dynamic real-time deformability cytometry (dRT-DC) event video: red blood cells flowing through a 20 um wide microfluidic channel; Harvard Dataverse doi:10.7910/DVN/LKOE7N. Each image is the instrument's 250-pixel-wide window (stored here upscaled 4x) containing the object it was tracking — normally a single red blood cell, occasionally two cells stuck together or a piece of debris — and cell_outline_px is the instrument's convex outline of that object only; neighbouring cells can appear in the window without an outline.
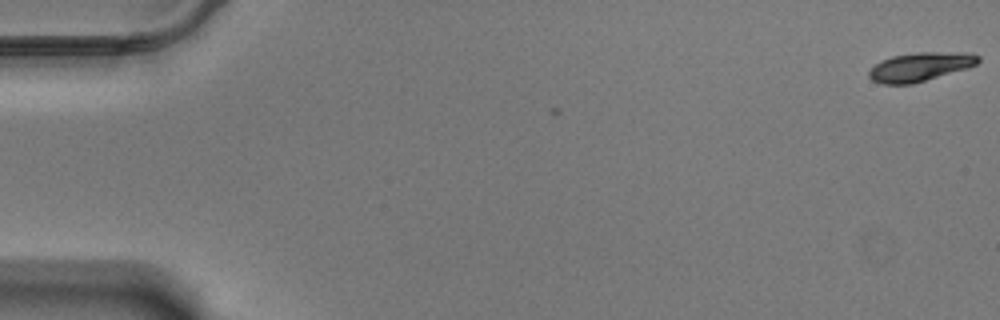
{"species": "Egyptian fruit bat (a non-hibernating species)", "species_latin": "Rousettus aegyptiacus", "temperature_condition": "warm", "stored_images_in_passage": 4, "camera_frame_rate_fps": 3000, "um_per_image_px": 0.085, "animal": {"sex": "male"}, "frame": {"image": 1, "passage_image": 1, "time_ms": 0.0, "image_size_px": [1000, 320], "cell_outline_px": [[980, 60], [976, 64], [968, 68], [912, 84], [880, 84], [872, 80], [868, 76], [868, 72], [880, 60], [892, 56], [916, 52], [972, 52], [980, 56]], "centroid_in_image_um": [78.23, 5.67], "position_along_channel_um": 6.8, "area_um2": 18.5}}